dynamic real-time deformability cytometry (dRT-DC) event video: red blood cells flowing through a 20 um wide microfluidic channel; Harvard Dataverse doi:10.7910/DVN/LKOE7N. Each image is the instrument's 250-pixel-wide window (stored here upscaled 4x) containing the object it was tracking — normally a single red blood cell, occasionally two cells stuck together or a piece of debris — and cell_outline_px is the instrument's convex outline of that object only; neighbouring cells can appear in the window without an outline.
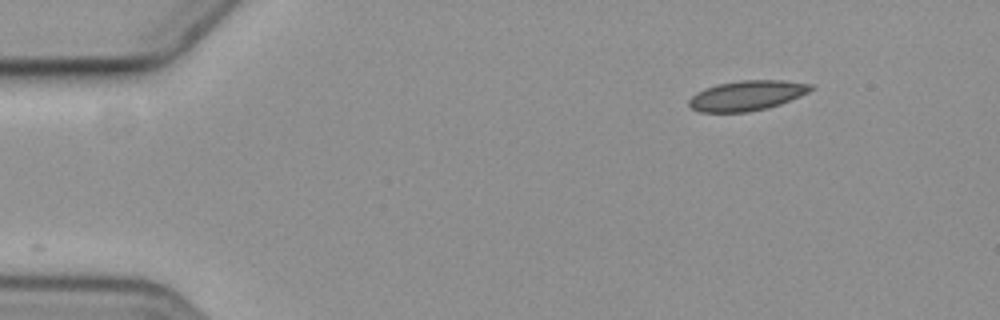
{"species": "common noctule bat (a hibernating species)", "species_latin": "Nyctalus noctula", "temperature_condition": "cold", "stored_images_in_passage": 3, "camera_frame_rate_fps": 3000, "um_per_image_px": 0.085, "animal": {"sex": "female", "body_mass_g": 19.3, "forearm_length_mm": 54.1}, "frame": {"image": 1, "passage_image": 1, "time_ms": 0.0, "image_size_px": [1000, 320], "cell_outline_px": [[816, 88], [800, 96], [780, 104], [768, 108], [748, 112], [700, 112], [692, 108], [688, 104], [688, 100], [696, 92], [704, 88], [716, 84], [740, 80], [784, 80], [812, 84]], "centroid_in_image_um": [63.49, 8.11], "position_along_channel_um": 21.5, "area_um2": 21.5}}